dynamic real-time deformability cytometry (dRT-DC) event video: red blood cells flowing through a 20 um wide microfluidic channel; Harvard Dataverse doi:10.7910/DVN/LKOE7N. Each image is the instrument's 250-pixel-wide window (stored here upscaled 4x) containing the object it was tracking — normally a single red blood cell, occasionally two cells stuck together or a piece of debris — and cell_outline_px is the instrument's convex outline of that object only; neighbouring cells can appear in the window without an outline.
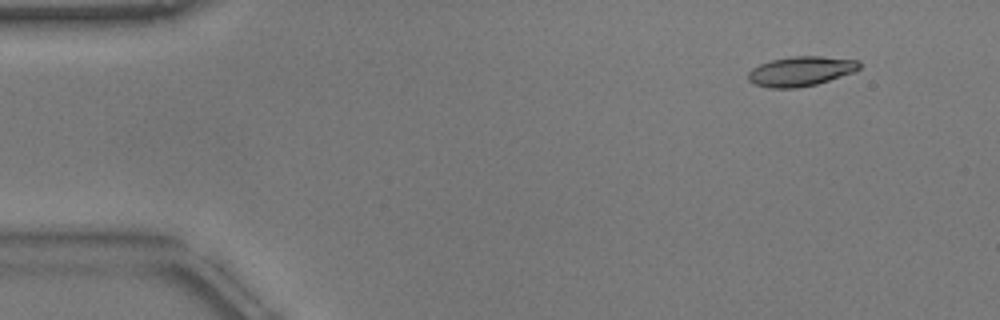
{"species": "common noctule bat (a hibernating species)", "species_latin": "Nyctalus noctula", "temperature_condition": "warm", "stored_images_in_passage": 11, "camera_frame_rate_fps": 3000, "um_per_image_px": 0.085, "animal": {"sex": "male", "body_mass_g": 17.9}, "frame": {"image": 1, "passage_image": 2, "time_ms": 0.333, "image_size_px": [1000, 320], "cell_outline_px": [[860, 68], [852, 72], [816, 84], [796, 88], [768, 88], [756, 84], [748, 80], [748, 72], [752, 68], [760, 64], [772, 60], [792, 56], [820, 56], [856, 60], [860, 64]], "centroid_in_image_um": [68.02, 6.05], "position_along_channel_um": 17.0, "area_um2": 18.96}}